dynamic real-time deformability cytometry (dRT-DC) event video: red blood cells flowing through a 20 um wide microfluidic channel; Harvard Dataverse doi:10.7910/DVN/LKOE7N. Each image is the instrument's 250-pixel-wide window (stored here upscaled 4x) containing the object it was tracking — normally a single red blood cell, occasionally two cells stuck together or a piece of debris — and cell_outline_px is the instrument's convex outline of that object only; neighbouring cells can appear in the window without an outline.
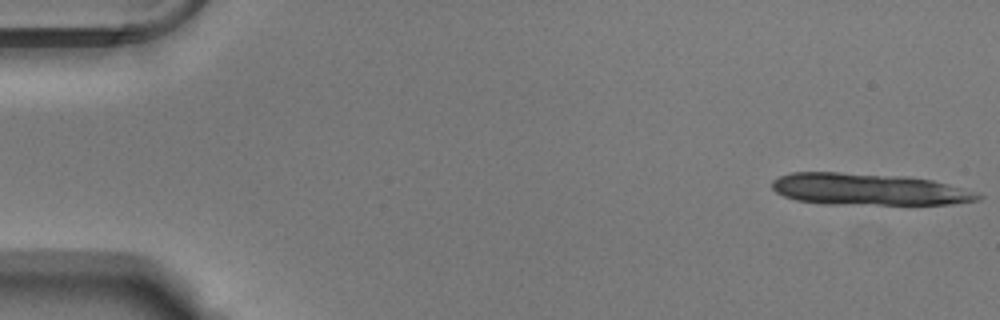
{"species": "Egyptian fruit bat (a non-hibernating species)", "species_latin": "Rousettus aegyptiacus", "temperature_condition": "warm", "stored_images_in_passage": 13, "camera_frame_rate_fps": 3000, "um_per_image_px": 0.085, "animal": {"sex": "male"}, "frame": {"image": 1, "passage_image": 1, "time_ms": 0.0, "image_size_px": [1000, 320], "cell_outline_px": [[984, 196], [980, 200], [952, 204], [824, 204], [796, 200], [784, 196], [776, 192], [772, 188], [772, 180], [780, 176], [792, 172], [840, 172], [908, 176], [932, 180], [948, 184], [976, 192]], "centroid_in_image_um": [73.83, 16.09], "position_along_channel_um": 11.2, "area_um2": 38.32}}